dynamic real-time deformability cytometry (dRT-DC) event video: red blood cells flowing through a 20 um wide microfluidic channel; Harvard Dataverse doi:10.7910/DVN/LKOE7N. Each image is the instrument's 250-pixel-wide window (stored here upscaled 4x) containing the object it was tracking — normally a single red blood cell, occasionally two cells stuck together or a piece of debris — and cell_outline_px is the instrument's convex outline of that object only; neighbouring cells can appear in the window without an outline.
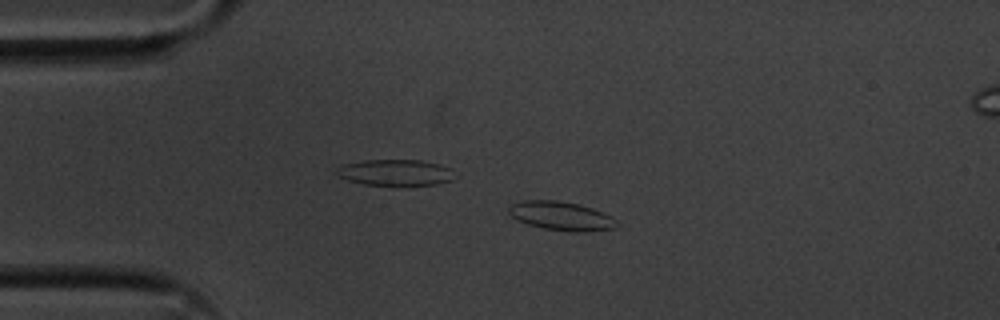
{"species": "common noctule bat (a hibernating species)", "species_latin": "Nyctalus noctula", "temperature_condition": "cold", "stored_images_in_passage": 55, "camera_frame_rate_fps": 3000, "um_per_image_px": 0.085, "animal": {"sex": "male", "body_mass_g": 20.1, "forearm_length_mm": 53.5}, "frame": {"image": 1, "passage_image": 12, "time_ms": 3.667, "image_size_px": [1000, 320], "cell_outline_px": [[620, 224], [616, 228], [588, 232], [572, 232], [544, 228], [528, 224], [516, 220], [508, 212], [508, 204], [524, 200], [556, 200], [580, 204], [592, 208], [612, 216]], "centroid_in_image_um": [47.72, 18.36], "position_along_channel_um": 37.3, "area_um2": 18.44}}
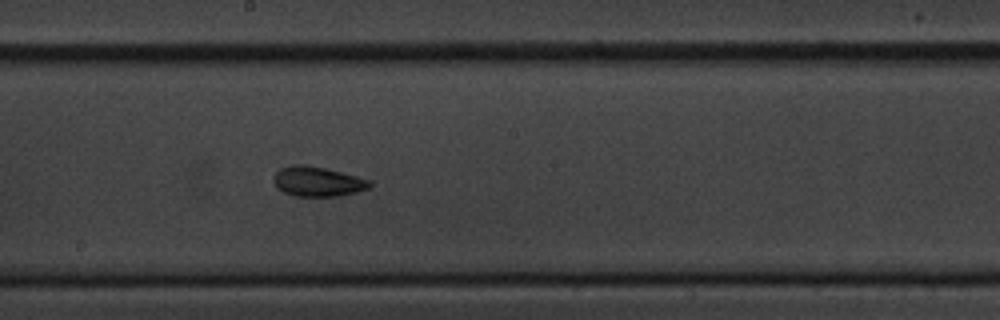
{"frame": {"image": 2, "passage_image": 30, "time_ms": 9.667, "image_size_px": [1000, 320], "cell_outline_px": [[372, 184], [368, 188], [356, 192], [336, 196], [296, 196], [284, 192], [276, 188], [272, 180], [272, 176], [280, 168], [292, 164], [304, 164], [324, 168], [372, 180]], "centroid_in_image_um": [26.95, 15.42], "position_along_channel_um": 221.3, "area_um2": 16.76}}
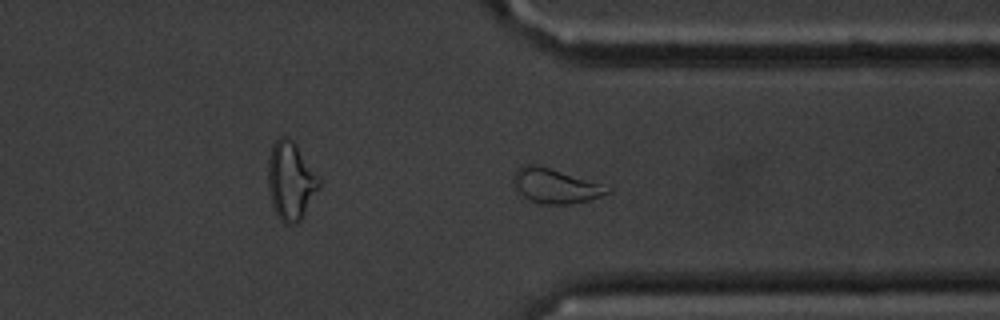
{"frame": {"image": 3, "passage_image": 42, "time_ms": 13.667, "image_size_px": [1000, 320], "cell_outline_px": [[612, 192], [588, 200], [572, 204], [540, 204], [528, 200], [516, 188], [512, 180], [516, 172], [524, 164], [536, 164], [600, 184], [612, 188]], "centroid_in_image_um": [47.19, 15.82], "position_along_channel_um": 364.2, "area_um2": 18.55}, "authors_computed_cell_mechanics": {"area_um2": 16.9932, "velocity_mm_per_s": 3.5797, "shape_relaxation_time_tau1_ms": 7.0818, "shape_relaxation_time_tau2_ms": 5.1471, "deformation_change_tau1": 0.1411, "deformation_change_tau2": 0.1067}}